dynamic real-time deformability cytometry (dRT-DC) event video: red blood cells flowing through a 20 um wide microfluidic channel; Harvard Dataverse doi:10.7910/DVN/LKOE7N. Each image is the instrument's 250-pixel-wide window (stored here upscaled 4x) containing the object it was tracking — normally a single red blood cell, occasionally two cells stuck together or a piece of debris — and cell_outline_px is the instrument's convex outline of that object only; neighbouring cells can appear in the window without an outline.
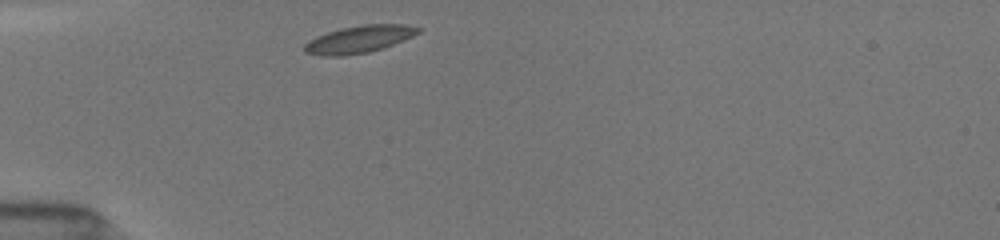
{"species": "common noctule bat (a hibernating species)", "species_latin": "Nyctalus noctula", "temperature_condition": "room temperature", "stored_images_in_passage": 13, "camera_frame_rate_fps": 3000, "um_per_image_px": 0.085, "animal": {"sex": "female", "body_mass_g": 19.5, "forearm_length_mm": 54.1}, "frame": {"image": 1, "passage_image": 1, "time_ms": 0.0, "image_size_px": [1000, 240], "cell_outline_px": [[420, 32], [412, 36], [384, 48], [368, 52], [344, 56], [320, 56], [304, 52], [304, 44], [308, 40], [328, 32], [344, 28], [364, 24], [404, 24], [420, 28]], "centroid_in_image_um": [30.5, 3.35], "position_along_channel_um": 54.5, "area_um2": 17.98}}
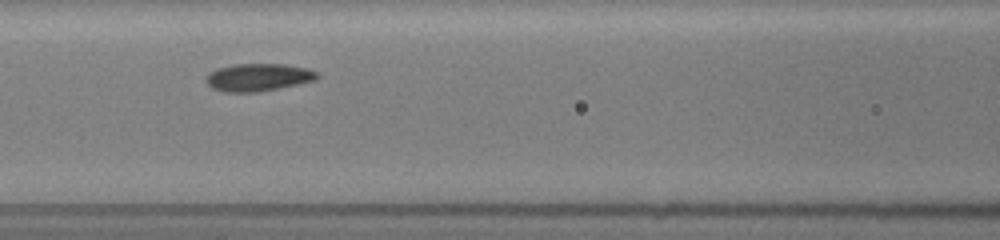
{"frame": {"image": 2, "passage_image": 7, "time_ms": 2.667, "image_size_px": [1000, 240], "cell_outline_px": [[320, 76], [316, 80], [256, 92], [228, 92], [212, 88], [204, 80], [204, 76], [216, 68], [236, 64], [284, 64], [308, 68], [316, 72]], "centroid_in_image_um": [21.92, 6.56], "position_along_channel_um": 144.7, "area_um2": 17.8}}
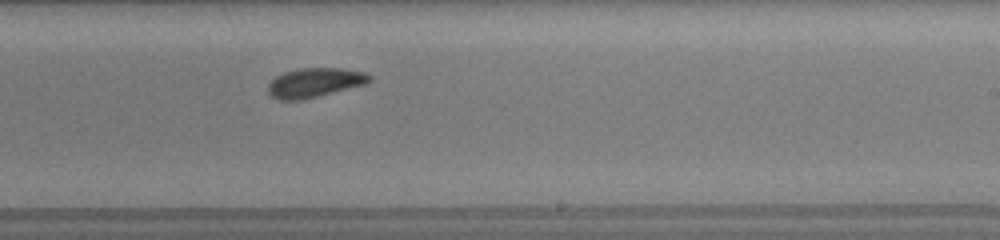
{"frame": {"image": 3, "passage_image": 13, "time_ms": 5.667, "image_size_px": [1000, 240], "cell_outline_px": [[372, 80], [364, 84], [300, 100], [280, 100], [272, 96], [268, 92], [268, 84], [276, 76], [284, 72], [300, 68], [340, 68], [364, 72], [372, 76]], "centroid_in_image_um": [26.73, 7.01], "position_along_channel_um": 262.3, "area_um2": 17.05}}